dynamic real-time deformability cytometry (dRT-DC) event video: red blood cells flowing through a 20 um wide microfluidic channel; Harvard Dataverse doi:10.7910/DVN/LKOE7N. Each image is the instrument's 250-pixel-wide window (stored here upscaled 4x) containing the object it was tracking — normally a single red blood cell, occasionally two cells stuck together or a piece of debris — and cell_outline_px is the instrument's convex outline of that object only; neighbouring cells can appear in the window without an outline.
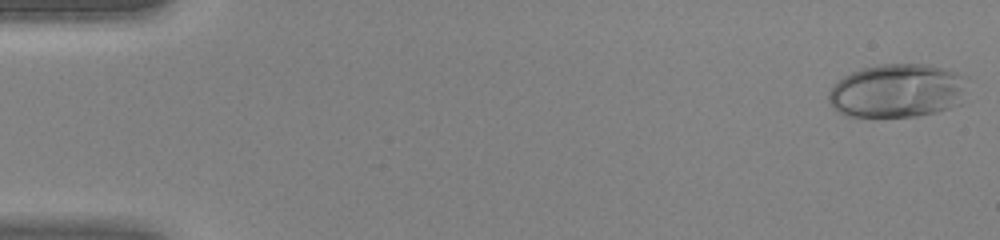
{"species": "human", "species_latin": "Homo sapiens", "temperature_condition": "warm", "stored_images_in_passage": 45, "camera_frame_rate_fps": 3000, "um_per_image_px": 0.085, "donor": {"sex": "female"}, "frame": {"image": 1, "passage_image": 1, "time_ms": 0.0, "image_size_px": [1000, 240], "cell_outline_px": [[968, 76], [964, 104], [936, 112], [916, 116], [848, 116], [836, 112], [832, 108], [828, 100], [828, 92], [836, 80], [860, 68], [880, 64], [928, 64], [948, 68]], "centroid_in_image_um": [76.32, 7.7], "position_along_channel_um": 8.7, "area_um2": 44.51}}
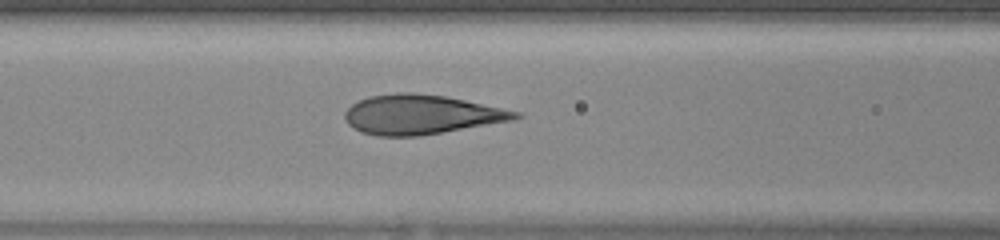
{"frame": {"image": 2, "passage_image": 19, "time_ms": 6.0, "image_size_px": [1000, 240], "cell_outline_px": [[524, 116], [516, 120], [420, 136], [376, 136], [360, 132], [352, 128], [344, 120], [344, 112], [352, 104], [368, 96], [400, 92], [412, 92], [444, 96], [464, 100], [520, 112]], "centroid_in_image_um": [35.78, 9.75], "position_along_channel_um": 130.8, "area_um2": 39.42}}
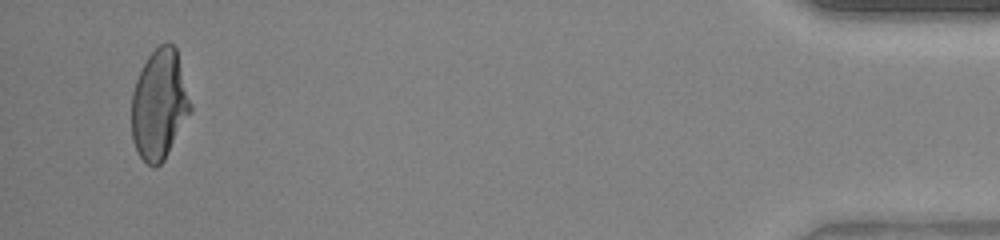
{"frame": {"image": 3, "passage_image": 43, "time_ms": 14.0, "image_size_px": [1000, 240], "cell_outline_px": [[192, 112], [164, 160], [156, 168], [152, 168], [140, 156], [132, 140], [132, 92], [136, 80], [148, 56], [160, 44], [172, 44], [176, 48], [192, 104]], "centroid_in_image_um": [13.56, 8.92], "position_along_channel_um": 421.6, "area_um2": 37.8}}